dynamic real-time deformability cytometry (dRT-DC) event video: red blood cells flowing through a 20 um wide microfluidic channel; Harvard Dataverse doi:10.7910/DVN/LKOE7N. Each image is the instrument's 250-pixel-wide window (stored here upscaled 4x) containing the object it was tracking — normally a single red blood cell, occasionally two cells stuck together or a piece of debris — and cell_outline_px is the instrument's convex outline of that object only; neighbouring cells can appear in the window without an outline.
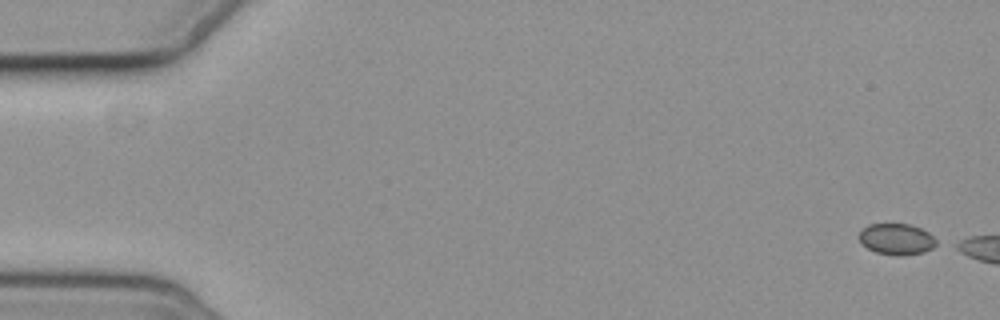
{"species": "common noctule bat (a hibernating species)", "species_latin": "Nyctalus noctula", "temperature_condition": "cold", "stored_images_in_passage": 3, "camera_frame_rate_fps": 3000, "um_per_image_px": 0.085, "animal": {"sex": "female", "body_mass_g": 19.3, "forearm_length_mm": 54.1}, "frame": {"image": 1, "passage_image": 1, "time_ms": 0.0, "image_size_px": [1000, 320], "cell_outline_px": [[940, 244], [924, 252], [900, 256], [876, 252], [868, 248], [860, 240], [860, 232], [868, 224], [908, 224], [920, 228], [928, 232]], "centroid_in_image_um": [76.25, 20.33], "position_along_channel_um": 8.7, "area_um2": 13.87}}